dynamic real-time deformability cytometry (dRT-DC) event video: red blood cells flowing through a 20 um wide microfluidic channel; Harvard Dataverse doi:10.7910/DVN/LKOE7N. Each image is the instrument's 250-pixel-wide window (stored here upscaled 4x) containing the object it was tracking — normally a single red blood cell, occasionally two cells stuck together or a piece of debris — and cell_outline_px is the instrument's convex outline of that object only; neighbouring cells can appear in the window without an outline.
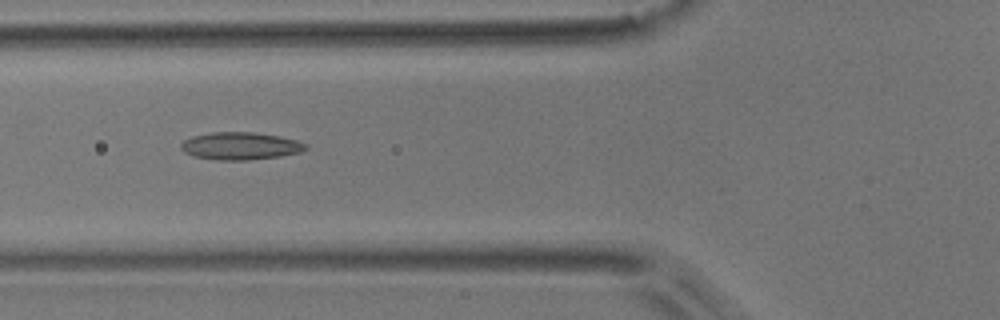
{"species": "common noctule bat (a hibernating species)", "species_latin": "Nyctalus noctula", "temperature_condition": "room temperature", "stored_images_in_passage": 9, "camera_frame_rate_fps": 3000, "um_per_image_px": 0.085, "animal": {"sex": "male", "body_mass_g": 17.9}, "frame": {"image": 1, "passage_image": 7, "time_ms": 2.0, "image_size_px": [1000, 320], "cell_outline_px": [[308, 148], [300, 152], [280, 156], [248, 160], [216, 160], [192, 156], [184, 152], [180, 148], [180, 144], [184, 140], [192, 136], [212, 132], [252, 132], [280, 136], [296, 140], [308, 144]], "centroid_in_image_um": [20.42, 12.41], "position_along_channel_um": 105.4, "area_um2": 20.11}}
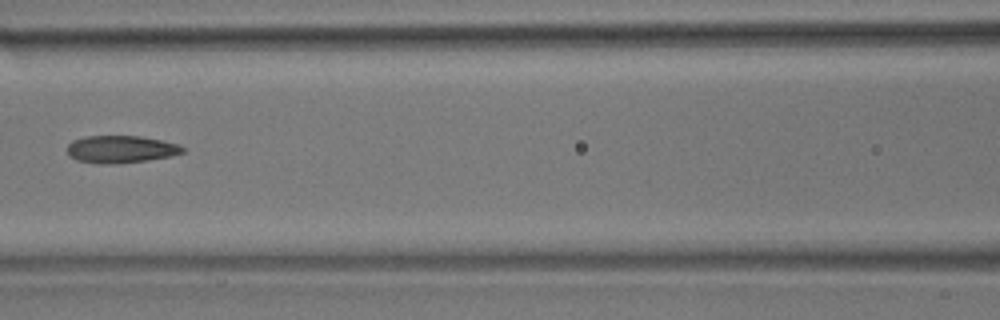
{"frame": {"image": 2, "passage_image": 8, "time_ms": 2.333, "image_size_px": [1000, 320], "cell_outline_px": [[188, 148], [184, 152], [172, 156], [148, 160], [116, 164], [96, 164], [76, 160], [68, 156], [68, 144], [72, 140], [88, 136], [140, 136], [180, 144]], "centroid_in_image_um": [10.29, 12.7], "position_along_channel_um": 156.3, "area_um2": 18.73}}
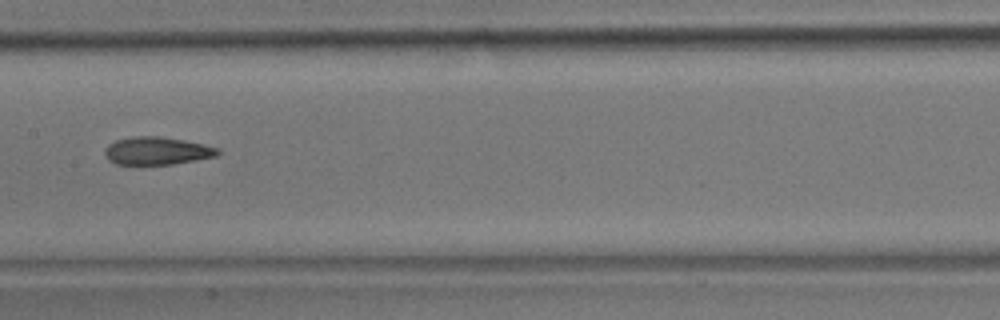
{"frame": {"image": 3, "passage_image": 9, "time_ms": 2.667, "image_size_px": [1000, 320], "cell_outline_px": [[220, 152], [216, 156], [196, 160], [172, 164], [116, 164], [108, 160], [104, 152], [104, 148], [108, 144], [116, 140], [136, 136], [160, 136], [184, 140], [204, 144], [220, 148]], "centroid_in_image_um": [13.34, 12.82], "position_along_channel_um": 194.1, "area_um2": 18.32}}